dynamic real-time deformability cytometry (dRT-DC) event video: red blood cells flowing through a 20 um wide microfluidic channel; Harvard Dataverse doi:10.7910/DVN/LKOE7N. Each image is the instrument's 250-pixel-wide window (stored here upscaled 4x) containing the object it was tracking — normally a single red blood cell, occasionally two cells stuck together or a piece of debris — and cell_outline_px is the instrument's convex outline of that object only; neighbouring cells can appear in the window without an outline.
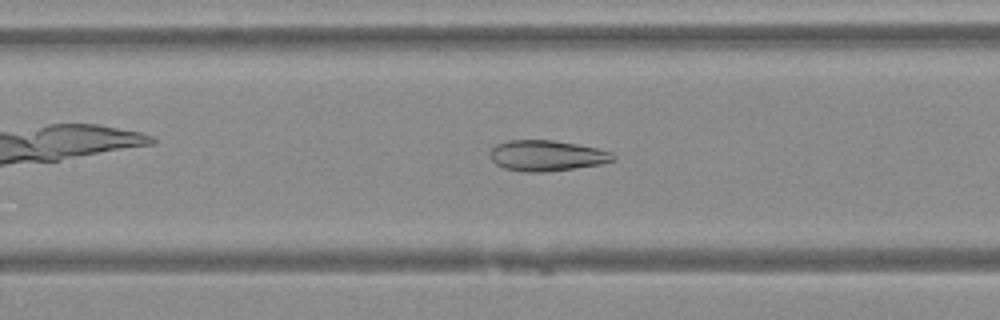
{"species": "Egyptian fruit bat (a non-hibernating species)", "species_latin": "Rousettus aegyptiacus", "temperature_condition": "warm", "stored_images_in_passage": 42, "camera_frame_rate_fps": 3000, "um_per_image_px": 0.085, "animal": {"sex": "female"}, "frame": {"image": 1, "passage_image": 16, "time_ms": 5.0, "image_size_px": [1000, 320], "cell_outline_px": [[616, 160], [600, 164], [548, 172], [524, 172], [504, 168], [496, 164], [492, 160], [492, 148], [496, 144], [508, 140], [552, 140], [576, 144], [596, 148], [612, 152], [616, 156]], "centroid_in_image_um": [46.49, 13.23], "position_along_channel_um": 160.9, "area_um2": 21.96}}
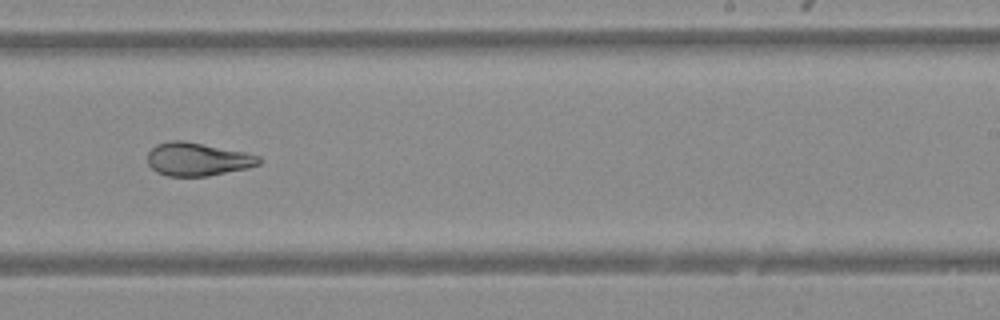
{"frame": {"image": 2, "passage_image": 24, "time_ms": 7.667, "image_size_px": [1000, 320], "cell_outline_px": [[264, 160], [260, 164], [248, 168], [208, 176], [168, 176], [156, 172], [148, 164], [148, 152], [156, 144], [168, 140], [184, 140], [244, 152], [260, 156]], "centroid_in_image_um": [16.8, 13.53], "position_along_channel_um": 272.2, "area_um2": 21.73}}
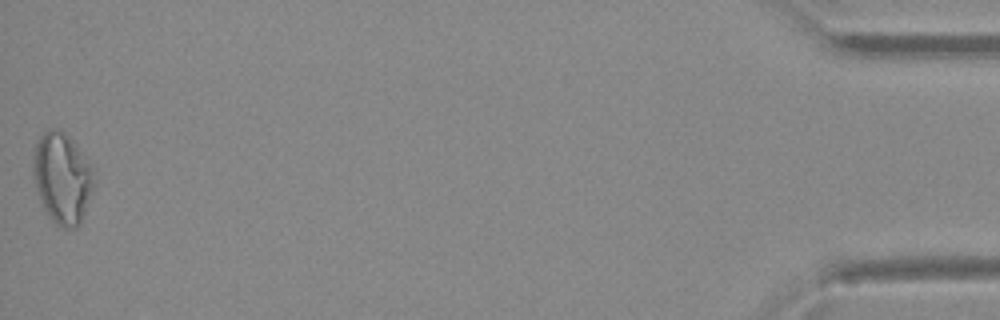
{"frame": {"image": 3, "passage_image": 42, "time_ms": 13.667, "image_size_px": [1000, 320], "cell_outline_px": [[96, 184], [80, 224], [76, 228], [64, 228], [56, 224], [44, 208], [36, 188], [32, 172], [32, 168], [36, 140], [48, 128], [60, 128], [72, 140], [92, 164]], "centroid_in_image_um": [5.31, 15.11], "position_along_channel_um": 429.9, "area_um2": 32.54}}